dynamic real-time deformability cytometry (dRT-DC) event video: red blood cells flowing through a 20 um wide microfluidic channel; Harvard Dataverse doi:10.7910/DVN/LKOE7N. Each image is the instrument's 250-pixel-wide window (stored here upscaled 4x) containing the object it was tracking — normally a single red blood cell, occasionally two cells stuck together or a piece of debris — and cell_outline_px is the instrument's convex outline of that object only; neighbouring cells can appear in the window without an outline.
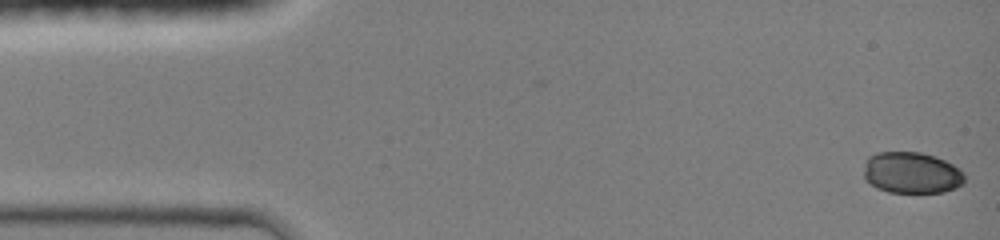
{"species": "common noctule bat (a hibernating species)", "species_latin": "Nyctalus noctula", "temperature_condition": "room temperature", "stored_images_in_passage": 10, "camera_frame_rate_fps": 3000, "um_per_image_px": 0.085, "animal": {"sex": "female", "body_mass_g": 19.0, "forearm_length_mm": 51.5}, "frame": {"image": 1, "passage_image": 1, "time_ms": 0.0, "image_size_px": [1000, 240], "cell_outline_px": [[964, 184], [956, 188], [944, 192], [888, 192], [876, 188], [864, 180], [864, 164], [868, 156], [876, 152], [920, 152], [936, 156], [960, 168], [964, 172]], "centroid_in_image_um": [77.48, 14.68], "position_along_channel_um": 7.5, "area_um2": 24.68}}
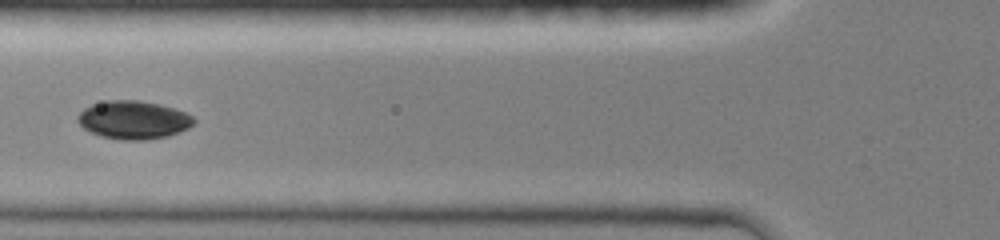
{"frame": {"image": 2, "passage_image": 6, "time_ms": 5.333, "image_size_px": [1000, 240], "cell_outline_px": [[196, 124], [188, 128], [168, 136], [148, 140], [124, 140], [100, 136], [84, 128], [76, 120], [76, 116], [84, 108], [92, 104], [108, 100], [140, 100], [160, 104], [184, 112], [192, 116], [196, 120]], "centroid_in_image_um": [11.35, 10.19], "position_along_channel_um": 114.5, "area_um2": 25.95}}
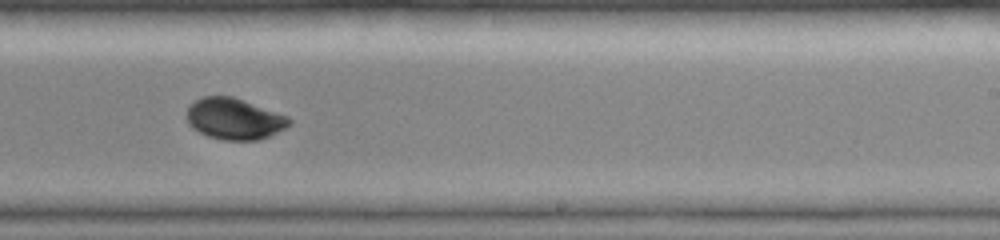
{"frame": {"image": 3, "passage_image": 10, "time_ms": 9.0, "image_size_px": [1000, 240], "cell_outline_px": [[292, 124], [260, 140], [224, 140], [208, 136], [192, 128], [188, 124], [188, 104], [204, 96], [232, 96], [244, 100], [288, 116], [292, 120]], "centroid_in_image_um": [19.92, 10.1], "position_along_channel_um": 269.1, "area_um2": 24.57}}